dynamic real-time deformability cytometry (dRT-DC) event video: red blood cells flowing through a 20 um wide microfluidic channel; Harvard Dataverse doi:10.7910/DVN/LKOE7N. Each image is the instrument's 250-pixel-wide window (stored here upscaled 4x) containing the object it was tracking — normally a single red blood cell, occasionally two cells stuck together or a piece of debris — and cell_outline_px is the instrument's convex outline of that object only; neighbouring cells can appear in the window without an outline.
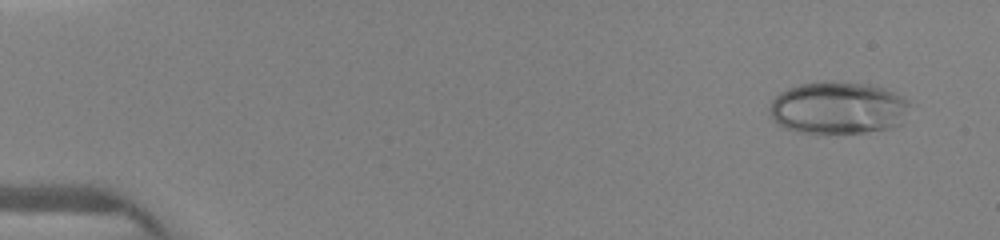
{"species": "human", "species_latin": "Homo sapiens", "temperature_condition": "warm", "stored_images_in_passage": 7, "camera_frame_rate_fps": 3000, "um_per_image_px": 0.085, "donor": {"sex": "female"}, "frame": {"image": 1, "passage_image": 2, "time_ms": 0.667, "image_size_px": [1000, 240], "cell_outline_px": [[908, 104], [900, 124], [888, 128], [864, 132], [796, 132], [784, 128], [776, 124], [768, 112], [768, 108], [772, 100], [780, 92], [788, 88], [800, 84], [824, 80], [832, 80], [868, 84], [884, 88], [908, 100]], "centroid_in_image_um": [71.15, 9.15], "position_along_channel_um": 13.9, "area_um2": 42.66}}